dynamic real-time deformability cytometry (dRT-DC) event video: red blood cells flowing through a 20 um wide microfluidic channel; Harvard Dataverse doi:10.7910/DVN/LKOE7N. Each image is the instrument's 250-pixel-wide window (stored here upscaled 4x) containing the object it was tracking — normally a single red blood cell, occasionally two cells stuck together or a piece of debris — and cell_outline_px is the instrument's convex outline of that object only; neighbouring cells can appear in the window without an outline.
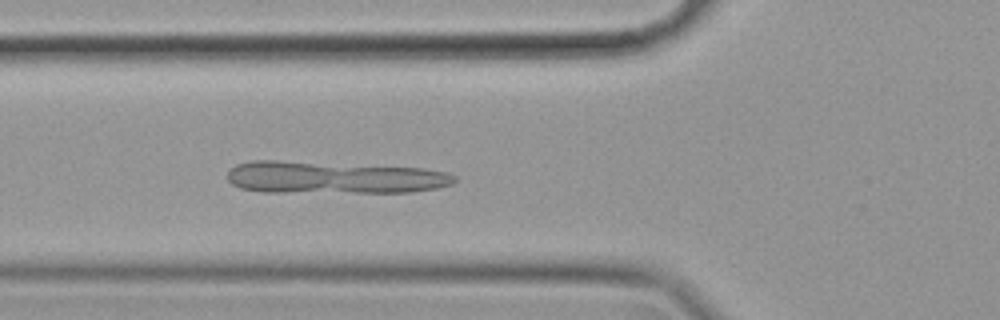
{"species": "common noctule bat (a hibernating species)", "species_latin": "Nyctalus noctula", "temperature_condition": "cold", "stored_images_in_passage": 56, "camera_frame_rate_fps": 3000, "um_per_image_px": 0.085, "animal": {"sex": "female", "body_mass_g": 19.9}, "frame": {"image": 1, "passage_image": 20, "time_ms": 6.333, "image_size_px": [1000, 320], "cell_outline_px": [[456, 180], [452, 184], [436, 188], [412, 192], [260, 192], [240, 188], [232, 184], [228, 180], [228, 172], [236, 164], [252, 160], [280, 160], [424, 168], [448, 172], [456, 176]], "centroid_in_image_um": [28.36, 15.08], "position_along_channel_um": 97.4, "area_um2": 43.06}}
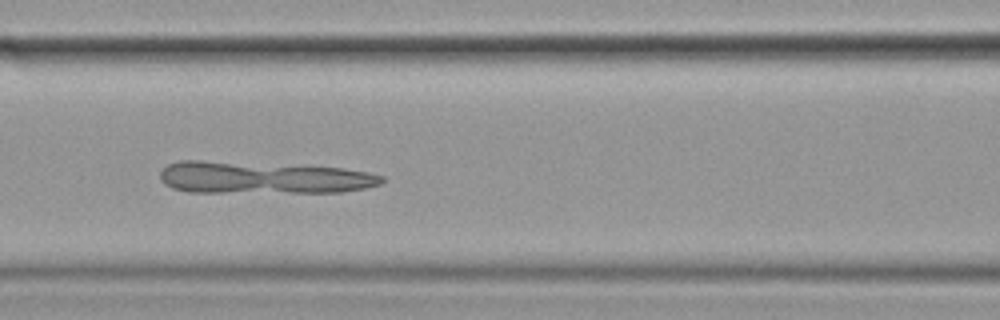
{"frame": {"image": 2, "passage_image": 24, "time_ms": 7.667, "image_size_px": [1000, 320], "cell_outline_px": [[384, 180], [380, 184], [364, 188], [340, 192], [188, 192], [172, 188], [164, 184], [160, 180], [160, 172], [168, 164], [180, 160], [200, 160], [344, 168], [368, 172], [384, 176]], "centroid_in_image_um": [22.32, 15.1], "position_along_channel_um": 144.3, "area_um2": 41.44}}
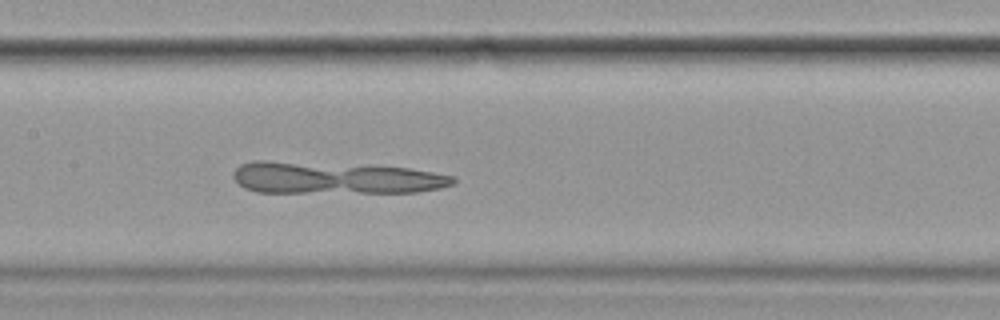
{"frame": {"image": 3, "passage_image": 27, "time_ms": 8.667, "image_size_px": [1000, 320], "cell_outline_px": [[456, 184], [440, 188], [416, 192], [256, 192], [244, 188], [232, 176], [232, 172], [240, 164], [252, 160], [264, 160], [408, 168], [432, 172], [452, 176], [456, 180]], "centroid_in_image_um": [28.44, 15.12], "position_along_channel_um": 179.0, "area_um2": 40.63}}